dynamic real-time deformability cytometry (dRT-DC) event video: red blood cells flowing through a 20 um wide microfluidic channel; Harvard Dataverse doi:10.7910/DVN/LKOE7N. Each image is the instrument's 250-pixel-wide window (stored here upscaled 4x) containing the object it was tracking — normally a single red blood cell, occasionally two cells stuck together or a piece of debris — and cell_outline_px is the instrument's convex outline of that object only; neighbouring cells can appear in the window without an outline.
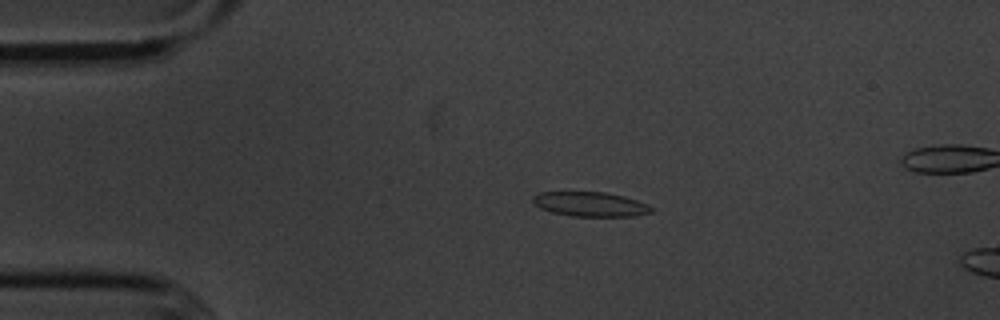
{"species": "common noctule bat (a hibernating species)", "species_latin": "Nyctalus noctula", "temperature_condition": "cold", "stored_images_in_passage": 15, "camera_frame_rate_fps": 3000, "um_per_image_px": 0.085, "animal": {"sex": "male", "body_mass_g": 20.1, "forearm_length_mm": 53.5}, "frame": {"image": 1, "passage_image": 11, "time_ms": 3.333, "image_size_px": [1000, 320], "cell_outline_px": [[652, 212], [632, 216], [572, 216], [552, 212], [540, 208], [532, 200], [532, 196], [540, 192], [604, 192], [624, 196], [648, 204], [652, 208]], "centroid_in_image_um": [50.17, 17.35], "position_along_channel_um": 34.8, "area_um2": 16.82}}